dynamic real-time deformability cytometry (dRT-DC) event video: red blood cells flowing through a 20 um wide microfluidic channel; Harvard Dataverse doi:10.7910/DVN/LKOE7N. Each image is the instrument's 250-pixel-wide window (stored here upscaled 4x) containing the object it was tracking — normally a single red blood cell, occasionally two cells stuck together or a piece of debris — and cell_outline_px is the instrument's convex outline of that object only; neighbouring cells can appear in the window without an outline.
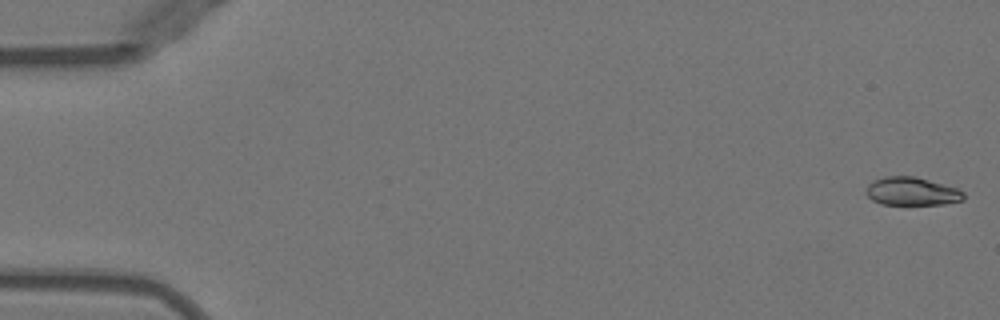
{"species": "Egyptian fruit bat (a non-hibernating species)", "species_latin": "Rousettus aegyptiacus", "temperature_condition": "warm", "stored_images_in_passage": 51, "camera_frame_rate_fps": 3000, "um_per_image_px": 0.085, "animal": {"sex": "female"}, "frame": {"image": 1, "passage_image": 1, "time_ms": 0.0, "image_size_px": [1000, 320], "cell_outline_px": [[964, 200], [944, 204], [880, 204], [872, 200], [864, 192], [868, 184], [872, 180], [884, 176], [916, 176], [956, 188], [964, 192]], "centroid_in_image_um": [77.47, 16.26], "position_along_channel_um": 7.5, "area_um2": 16.13}}
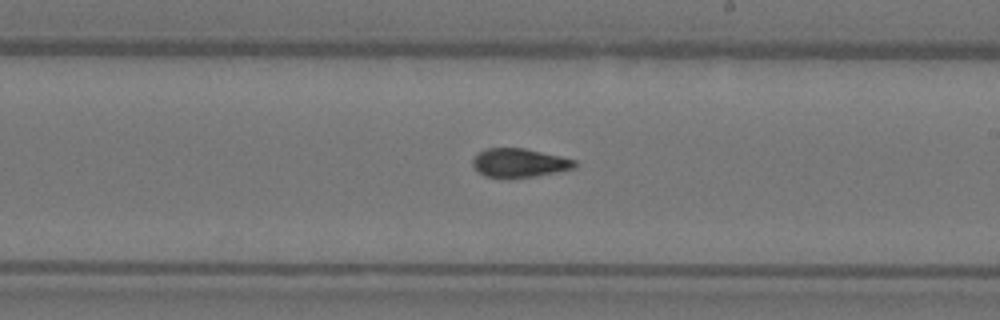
{"frame": {"image": 2, "passage_image": 30, "time_ms": 9.667, "image_size_px": [1000, 320], "cell_outline_px": [[576, 168], [536, 176], [484, 176], [472, 164], [472, 160], [484, 148], [524, 148], [560, 156], [576, 160]], "centroid_in_image_um": [44.18, 13.82], "position_along_channel_um": 244.8, "area_um2": 16.65}}
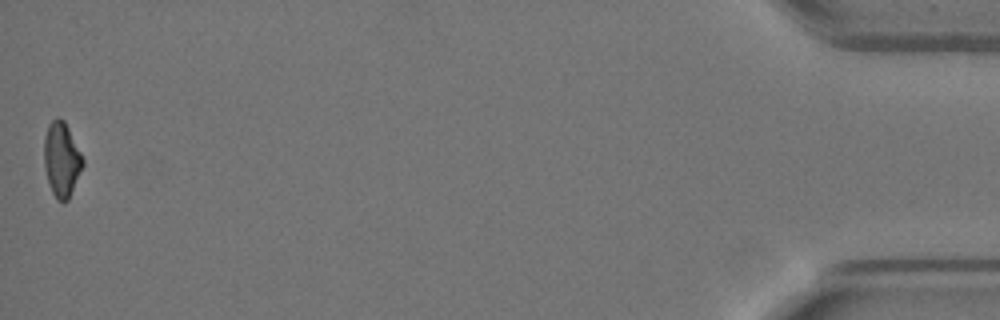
{"frame": {"image": 3, "passage_image": 51, "time_ms": 16.667, "image_size_px": [1000, 320], "cell_outline_px": [[84, 164], [68, 200], [64, 204], [56, 200], [52, 192], [44, 168], [44, 136], [48, 124], [56, 116], [60, 116], [64, 120], [84, 160]], "centroid_in_image_um": [5.22, 13.55], "position_along_channel_um": 430.0, "area_um2": 16.94}, "authors_computed_cell_mechanics": {"area_um2": 17.1666, "velocity_mm_per_s": 3.9874, "shape_relaxation_time_tau1_ms": 7.8194, "shape_relaxation_time_tau2_ms": 2.0142, "deformation_change_tau1": 0.2192, "deformation_change_tau2": 0.0767}}